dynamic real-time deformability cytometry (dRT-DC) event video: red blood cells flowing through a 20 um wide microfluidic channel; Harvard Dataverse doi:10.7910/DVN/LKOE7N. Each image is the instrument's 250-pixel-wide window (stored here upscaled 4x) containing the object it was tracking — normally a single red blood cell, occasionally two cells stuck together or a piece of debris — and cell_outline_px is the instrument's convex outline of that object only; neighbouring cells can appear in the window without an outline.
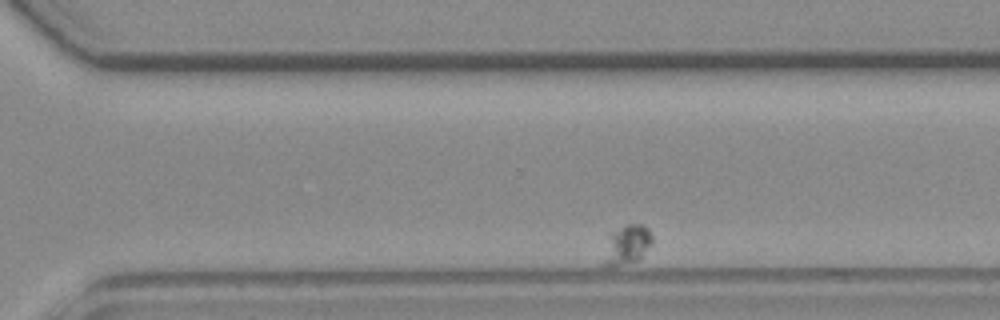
{"species": "common noctule bat (a hibernating species)", "species_latin": "Nyctalus noctula", "temperature_condition": "room temperature", "stored_images_in_passage": 43, "camera_frame_rate_fps": 3000, "um_per_image_px": 0.085, "animal": {"sex": "female", "body_mass_g": 19.3, "forearm_length_mm": 54.1}, "frame": {"image": 1, "passage_image": 37, "time_ms": 12.0, "image_size_px": [1000, 320], "cell_outline_px": [[652, 244], [636, 260], [608, 268], [600, 264], [608, 232], [628, 224], [644, 224], [648, 228], [652, 236]], "centroid_in_image_um": [53.19, 20.8], "position_along_channel_um": 317.4, "area_um2": 11.5}}